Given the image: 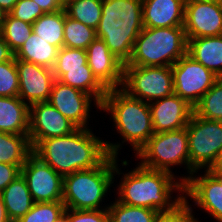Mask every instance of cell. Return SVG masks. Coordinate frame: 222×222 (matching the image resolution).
<instances>
[{"label":"cell","instance_id":"1","mask_svg":"<svg viewBox=\"0 0 222 222\" xmlns=\"http://www.w3.org/2000/svg\"><path fill=\"white\" fill-rule=\"evenodd\" d=\"M120 144L100 140L89 128H77L71 134L40 140L33 154L62 177L79 170L96 168L109 155L117 158Z\"/></svg>","mask_w":222,"mask_h":222},{"label":"cell","instance_id":"2","mask_svg":"<svg viewBox=\"0 0 222 222\" xmlns=\"http://www.w3.org/2000/svg\"><path fill=\"white\" fill-rule=\"evenodd\" d=\"M142 0H105L96 37L124 65L132 56L134 43L143 30Z\"/></svg>","mask_w":222,"mask_h":222},{"label":"cell","instance_id":"3","mask_svg":"<svg viewBox=\"0 0 222 222\" xmlns=\"http://www.w3.org/2000/svg\"><path fill=\"white\" fill-rule=\"evenodd\" d=\"M123 175L117 199L123 204L168 211L184 197L183 194L176 197L175 201L170 199L173 190L184 192V184L180 180L175 182L174 175L168 172L149 169L139 164Z\"/></svg>","mask_w":222,"mask_h":222},{"label":"cell","instance_id":"4","mask_svg":"<svg viewBox=\"0 0 222 222\" xmlns=\"http://www.w3.org/2000/svg\"><path fill=\"white\" fill-rule=\"evenodd\" d=\"M100 110L111 113L124 138L122 143H131L136 154L154 134L149 103L130 96L122 88L108 90Z\"/></svg>","mask_w":222,"mask_h":222},{"label":"cell","instance_id":"5","mask_svg":"<svg viewBox=\"0 0 222 222\" xmlns=\"http://www.w3.org/2000/svg\"><path fill=\"white\" fill-rule=\"evenodd\" d=\"M117 158L108 156L96 168L79 170L63 177L62 202L66 208L75 210H100L99 207L113 182Z\"/></svg>","mask_w":222,"mask_h":222},{"label":"cell","instance_id":"6","mask_svg":"<svg viewBox=\"0 0 222 222\" xmlns=\"http://www.w3.org/2000/svg\"><path fill=\"white\" fill-rule=\"evenodd\" d=\"M187 53L184 27L146 28L134 43L124 66H172Z\"/></svg>","mask_w":222,"mask_h":222},{"label":"cell","instance_id":"7","mask_svg":"<svg viewBox=\"0 0 222 222\" xmlns=\"http://www.w3.org/2000/svg\"><path fill=\"white\" fill-rule=\"evenodd\" d=\"M143 167L172 174L173 165H187L190 174V157L187 129L154 133L137 153Z\"/></svg>","mask_w":222,"mask_h":222},{"label":"cell","instance_id":"8","mask_svg":"<svg viewBox=\"0 0 222 222\" xmlns=\"http://www.w3.org/2000/svg\"><path fill=\"white\" fill-rule=\"evenodd\" d=\"M190 157V175L180 177L185 184L199 168L208 170L222 148V121L209 120L192 113L186 126Z\"/></svg>","mask_w":222,"mask_h":222},{"label":"cell","instance_id":"9","mask_svg":"<svg viewBox=\"0 0 222 222\" xmlns=\"http://www.w3.org/2000/svg\"><path fill=\"white\" fill-rule=\"evenodd\" d=\"M122 89L147 103L170 96L174 93L172 67L124 66Z\"/></svg>","mask_w":222,"mask_h":222},{"label":"cell","instance_id":"10","mask_svg":"<svg viewBox=\"0 0 222 222\" xmlns=\"http://www.w3.org/2000/svg\"><path fill=\"white\" fill-rule=\"evenodd\" d=\"M171 67L174 93L193 108L219 78L187 53Z\"/></svg>","mask_w":222,"mask_h":222},{"label":"cell","instance_id":"11","mask_svg":"<svg viewBox=\"0 0 222 222\" xmlns=\"http://www.w3.org/2000/svg\"><path fill=\"white\" fill-rule=\"evenodd\" d=\"M34 202L62 201L63 177L33 153L21 168Z\"/></svg>","mask_w":222,"mask_h":222},{"label":"cell","instance_id":"12","mask_svg":"<svg viewBox=\"0 0 222 222\" xmlns=\"http://www.w3.org/2000/svg\"><path fill=\"white\" fill-rule=\"evenodd\" d=\"M186 39L222 35V0L185 4Z\"/></svg>","mask_w":222,"mask_h":222},{"label":"cell","instance_id":"13","mask_svg":"<svg viewBox=\"0 0 222 222\" xmlns=\"http://www.w3.org/2000/svg\"><path fill=\"white\" fill-rule=\"evenodd\" d=\"M77 127L48 102L30 105L29 140L32 148L46 138L71 134Z\"/></svg>","mask_w":222,"mask_h":222},{"label":"cell","instance_id":"14","mask_svg":"<svg viewBox=\"0 0 222 222\" xmlns=\"http://www.w3.org/2000/svg\"><path fill=\"white\" fill-rule=\"evenodd\" d=\"M15 62L19 78L18 97L23 102L27 101L29 106L38 102H48L56 80L52 69L18 59H15Z\"/></svg>","mask_w":222,"mask_h":222},{"label":"cell","instance_id":"15","mask_svg":"<svg viewBox=\"0 0 222 222\" xmlns=\"http://www.w3.org/2000/svg\"><path fill=\"white\" fill-rule=\"evenodd\" d=\"M92 96L55 80L48 100L63 116L77 128H88Z\"/></svg>","mask_w":222,"mask_h":222},{"label":"cell","instance_id":"16","mask_svg":"<svg viewBox=\"0 0 222 222\" xmlns=\"http://www.w3.org/2000/svg\"><path fill=\"white\" fill-rule=\"evenodd\" d=\"M154 133L169 132L185 128L194 108L173 93L149 103Z\"/></svg>","mask_w":222,"mask_h":222},{"label":"cell","instance_id":"17","mask_svg":"<svg viewBox=\"0 0 222 222\" xmlns=\"http://www.w3.org/2000/svg\"><path fill=\"white\" fill-rule=\"evenodd\" d=\"M86 52L88 66L107 90L123 84L124 64L109 51L102 39L96 37Z\"/></svg>","mask_w":222,"mask_h":222},{"label":"cell","instance_id":"18","mask_svg":"<svg viewBox=\"0 0 222 222\" xmlns=\"http://www.w3.org/2000/svg\"><path fill=\"white\" fill-rule=\"evenodd\" d=\"M199 177L193 175L184 184V193L195 204L222 222V180L210 171Z\"/></svg>","mask_w":222,"mask_h":222},{"label":"cell","instance_id":"19","mask_svg":"<svg viewBox=\"0 0 222 222\" xmlns=\"http://www.w3.org/2000/svg\"><path fill=\"white\" fill-rule=\"evenodd\" d=\"M183 0H142V21L146 28L183 27Z\"/></svg>","mask_w":222,"mask_h":222},{"label":"cell","instance_id":"20","mask_svg":"<svg viewBox=\"0 0 222 222\" xmlns=\"http://www.w3.org/2000/svg\"><path fill=\"white\" fill-rule=\"evenodd\" d=\"M187 54L222 77V35L187 40Z\"/></svg>","mask_w":222,"mask_h":222},{"label":"cell","instance_id":"21","mask_svg":"<svg viewBox=\"0 0 222 222\" xmlns=\"http://www.w3.org/2000/svg\"><path fill=\"white\" fill-rule=\"evenodd\" d=\"M30 106L17 97H0V132L28 135Z\"/></svg>","mask_w":222,"mask_h":222},{"label":"cell","instance_id":"22","mask_svg":"<svg viewBox=\"0 0 222 222\" xmlns=\"http://www.w3.org/2000/svg\"><path fill=\"white\" fill-rule=\"evenodd\" d=\"M0 195L3 199L8 219L11 222L18 221L34 204L27 182L22 174L13 180Z\"/></svg>","mask_w":222,"mask_h":222},{"label":"cell","instance_id":"23","mask_svg":"<svg viewBox=\"0 0 222 222\" xmlns=\"http://www.w3.org/2000/svg\"><path fill=\"white\" fill-rule=\"evenodd\" d=\"M59 49L32 32L31 36L14 54V58L52 69Z\"/></svg>","mask_w":222,"mask_h":222},{"label":"cell","instance_id":"24","mask_svg":"<svg viewBox=\"0 0 222 222\" xmlns=\"http://www.w3.org/2000/svg\"><path fill=\"white\" fill-rule=\"evenodd\" d=\"M32 153L28 135L0 132V163L22 168Z\"/></svg>","mask_w":222,"mask_h":222},{"label":"cell","instance_id":"25","mask_svg":"<svg viewBox=\"0 0 222 222\" xmlns=\"http://www.w3.org/2000/svg\"><path fill=\"white\" fill-rule=\"evenodd\" d=\"M58 81L94 96V101L99 109L108 91L96 79L91 69L67 70V73H64Z\"/></svg>","mask_w":222,"mask_h":222},{"label":"cell","instance_id":"26","mask_svg":"<svg viewBox=\"0 0 222 222\" xmlns=\"http://www.w3.org/2000/svg\"><path fill=\"white\" fill-rule=\"evenodd\" d=\"M65 9L44 13L33 24V33L47 43L62 48L64 46Z\"/></svg>","mask_w":222,"mask_h":222},{"label":"cell","instance_id":"27","mask_svg":"<svg viewBox=\"0 0 222 222\" xmlns=\"http://www.w3.org/2000/svg\"><path fill=\"white\" fill-rule=\"evenodd\" d=\"M102 3L100 0H68L64 9L69 17L96 29L102 16Z\"/></svg>","mask_w":222,"mask_h":222},{"label":"cell","instance_id":"28","mask_svg":"<svg viewBox=\"0 0 222 222\" xmlns=\"http://www.w3.org/2000/svg\"><path fill=\"white\" fill-rule=\"evenodd\" d=\"M96 38V30L69 17L65 11L64 47L87 49Z\"/></svg>","mask_w":222,"mask_h":222},{"label":"cell","instance_id":"29","mask_svg":"<svg viewBox=\"0 0 222 222\" xmlns=\"http://www.w3.org/2000/svg\"><path fill=\"white\" fill-rule=\"evenodd\" d=\"M194 113L201 118L222 121V77L202 96Z\"/></svg>","mask_w":222,"mask_h":222},{"label":"cell","instance_id":"30","mask_svg":"<svg viewBox=\"0 0 222 222\" xmlns=\"http://www.w3.org/2000/svg\"><path fill=\"white\" fill-rule=\"evenodd\" d=\"M5 42L15 54L33 32L32 24L14 18L10 13L6 14L0 29Z\"/></svg>","mask_w":222,"mask_h":222},{"label":"cell","instance_id":"31","mask_svg":"<svg viewBox=\"0 0 222 222\" xmlns=\"http://www.w3.org/2000/svg\"><path fill=\"white\" fill-rule=\"evenodd\" d=\"M110 222H153L158 211L139 206L113 202L108 207Z\"/></svg>","mask_w":222,"mask_h":222},{"label":"cell","instance_id":"32","mask_svg":"<svg viewBox=\"0 0 222 222\" xmlns=\"http://www.w3.org/2000/svg\"><path fill=\"white\" fill-rule=\"evenodd\" d=\"M90 69L88 66L87 52L85 49L62 47L59 49L57 59L52 68L56 80L67 70Z\"/></svg>","mask_w":222,"mask_h":222},{"label":"cell","instance_id":"33","mask_svg":"<svg viewBox=\"0 0 222 222\" xmlns=\"http://www.w3.org/2000/svg\"><path fill=\"white\" fill-rule=\"evenodd\" d=\"M65 210L62 201L34 202L32 208L16 222H56Z\"/></svg>","mask_w":222,"mask_h":222},{"label":"cell","instance_id":"34","mask_svg":"<svg viewBox=\"0 0 222 222\" xmlns=\"http://www.w3.org/2000/svg\"><path fill=\"white\" fill-rule=\"evenodd\" d=\"M19 78L15 58L0 63V97H17Z\"/></svg>","mask_w":222,"mask_h":222},{"label":"cell","instance_id":"35","mask_svg":"<svg viewBox=\"0 0 222 222\" xmlns=\"http://www.w3.org/2000/svg\"><path fill=\"white\" fill-rule=\"evenodd\" d=\"M188 204L185 195L171 210L158 211L153 222H198Z\"/></svg>","mask_w":222,"mask_h":222},{"label":"cell","instance_id":"36","mask_svg":"<svg viewBox=\"0 0 222 222\" xmlns=\"http://www.w3.org/2000/svg\"><path fill=\"white\" fill-rule=\"evenodd\" d=\"M14 18L33 24L44 14L41 7L33 0H18L9 12Z\"/></svg>","mask_w":222,"mask_h":222},{"label":"cell","instance_id":"37","mask_svg":"<svg viewBox=\"0 0 222 222\" xmlns=\"http://www.w3.org/2000/svg\"><path fill=\"white\" fill-rule=\"evenodd\" d=\"M108 206L100 210H75L67 208V222H110Z\"/></svg>","mask_w":222,"mask_h":222},{"label":"cell","instance_id":"38","mask_svg":"<svg viewBox=\"0 0 222 222\" xmlns=\"http://www.w3.org/2000/svg\"><path fill=\"white\" fill-rule=\"evenodd\" d=\"M20 175L21 168L19 166L0 163V193Z\"/></svg>","mask_w":222,"mask_h":222},{"label":"cell","instance_id":"39","mask_svg":"<svg viewBox=\"0 0 222 222\" xmlns=\"http://www.w3.org/2000/svg\"><path fill=\"white\" fill-rule=\"evenodd\" d=\"M43 10L44 13H52L64 9L65 2L63 0H33Z\"/></svg>","mask_w":222,"mask_h":222},{"label":"cell","instance_id":"40","mask_svg":"<svg viewBox=\"0 0 222 222\" xmlns=\"http://www.w3.org/2000/svg\"><path fill=\"white\" fill-rule=\"evenodd\" d=\"M14 58V53L11 51L8 44L5 42L0 31V63L11 61Z\"/></svg>","mask_w":222,"mask_h":222},{"label":"cell","instance_id":"41","mask_svg":"<svg viewBox=\"0 0 222 222\" xmlns=\"http://www.w3.org/2000/svg\"><path fill=\"white\" fill-rule=\"evenodd\" d=\"M212 174H222V148L219 151L213 165L208 169Z\"/></svg>","mask_w":222,"mask_h":222},{"label":"cell","instance_id":"42","mask_svg":"<svg viewBox=\"0 0 222 222\" xmlns=\"http://www.w3.org/2000/svg\"><path fill=\"white\" fill-rule=\"evenodd\" d=\"M18 0H0V7L9 13Z\"/></svg>","mask_w":222,"mask_h":222},{"label":"cell","instance_id":"43","mask_svg":"<svg viewBox=\"0 0 222 222\" xmlns=\"http://www.w3.org/2000/svg\"><path fill=\"white\" fill-rule=\"evenodd\" d=\"M0 222H11L6 214L5 206L1 195H0Z\"/></svg>","mask_w":222,"mask_h":222},{"label":"cell","instance_id":"44","mask_svg":"<svg viewBox=\"0 0 222 222\" xmlns=\"http://www.w3.org/2000/svg\"><path fill=\"white\" fill-rule=\"evenodd\" d=\"M7 12L0 7V29L3 25Z\"/></svg>","mask_w":222,"mask_h":222},{"label":"cell","instance_id":"45","mask_svg":"<svg viewBox=\"0 0 222 222\" xmlns=\"http://www.w3.org/2000/svg\"><path fill=\"white\" fill-rule=\"evenodd\" d=\"M56 222H67V208L64 212V215L61 218H59Z\"/></svg>","mask_w":222,"mask_h":222},{"label":"cell","instance_id":"46","mask_svg":"<svg viewBox=\"0 0 222 222\" xmlns=\"http://www.w3.org/2000/svg\"><path fill=\"white\" fill-rule=\"evenodd\" d=\"M201 1H210V0H183L184 4L194 3V2H201Z\"/></svg>","mask_w":222,"mask_h":222},{"label":"cell","instance_id":"47","mask_svg":"<svg viewBox=\"0 0 222 222\" xmlns=\"http://www.w3.org/2000/svg\"><path fill=\"white\" fill-rule=\"evenodd\" d=\"M214 175L218 176L222 180V174H214Z\"/></svg>","mask_w":222,"mask_h":222}]
</instances>
